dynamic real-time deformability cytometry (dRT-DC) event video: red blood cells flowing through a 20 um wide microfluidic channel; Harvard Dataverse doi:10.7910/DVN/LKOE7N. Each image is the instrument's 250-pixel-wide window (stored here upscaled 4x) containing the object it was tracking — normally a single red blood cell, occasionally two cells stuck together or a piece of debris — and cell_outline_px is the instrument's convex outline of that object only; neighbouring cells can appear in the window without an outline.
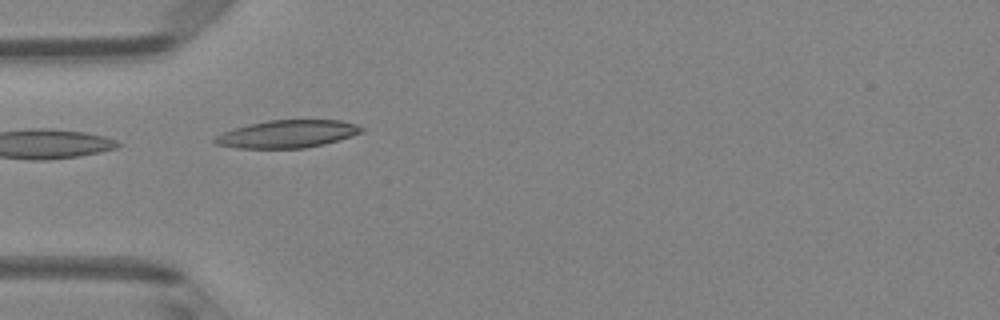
{"species": "Egyptian fruit bat (a non-hibernating species)", "species_latin": "Rousettus aegyptiacus", "temperature_condition": "room temperature", "stored_images_in_passage": 4, "camera_frame_rate_fps": 3000, "um_per_image_px": 0.085, "animal": {"sex": "female"}, "frame": {"image": 1, "passage_image": 2, "time_ms": 1.333, "image_size_px": [1000, 320], "cell_outline_px": [[364, 132], [352, 136], [324, 144], [304, 148], [240, 148], [216, 144], [212, 140], [216, 136], [224, 132], [248, 124], [268, 120], [340, 120], [356, 124], [364, 128]], "centroid_in_image_um": [24.46, 11.38], "position_along_channel_um": 60.5, "area_um2": 23.52}}
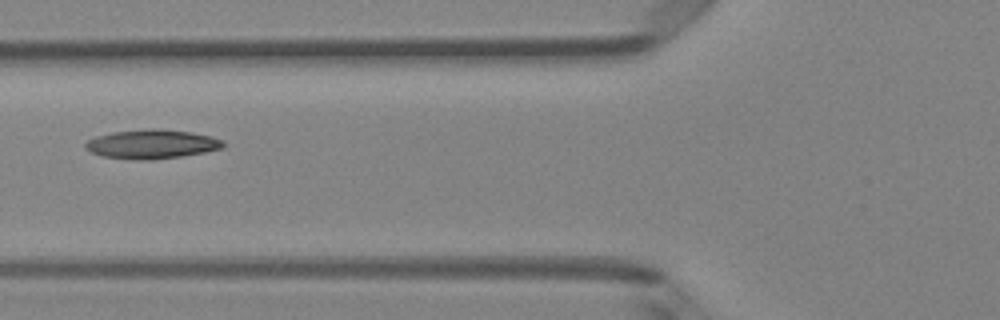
{"frame": {"image": 2, "passage_image": 3, "time_ms": 2.667, "image_size_px": [1000, 320], "cell_outline_px": [[224, 148], [204, 152], [180, 156], [152, 160], [140, 160], [104, 156], [92, 152], [84, 148], [84, 144], [88, 140], [96, 136], [112, 132], [152, 128], [160, 128], [192, 132], [212, 136], [224, 140]], "centroid_in_image_um": [12.93, 12.24], "position_along_channel_um": 112.9, "area_um2": 23.41}}
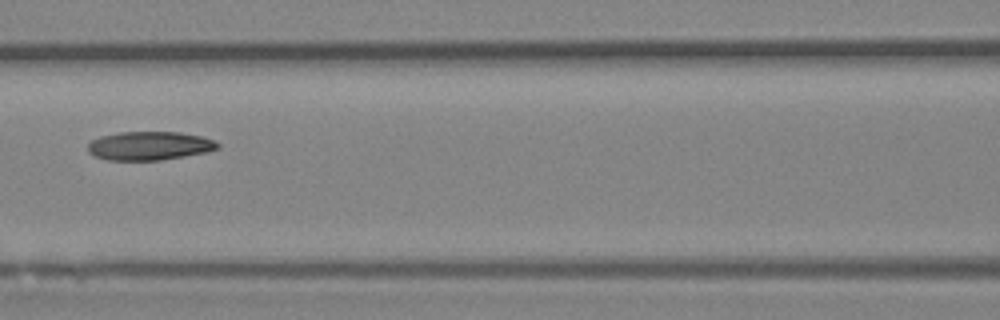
{"frame": {"image": 3, "passage_image": 4, "time_ms": 3.667, "image_size_px": [1000, 320], "cell_outline_px": [[220, 148], [208, 152], [160, 160], [108, 160], [96, 156], [88, 152], [88, 144], [92, 140], [100, 136], [120, 132], [180, 132], [200, 136], [216, 140], [220, 144]], "centroid_in_image_um": [12.74, 12.39], "position_along_channel_um": 153.9, "area_um2": 21.73}}